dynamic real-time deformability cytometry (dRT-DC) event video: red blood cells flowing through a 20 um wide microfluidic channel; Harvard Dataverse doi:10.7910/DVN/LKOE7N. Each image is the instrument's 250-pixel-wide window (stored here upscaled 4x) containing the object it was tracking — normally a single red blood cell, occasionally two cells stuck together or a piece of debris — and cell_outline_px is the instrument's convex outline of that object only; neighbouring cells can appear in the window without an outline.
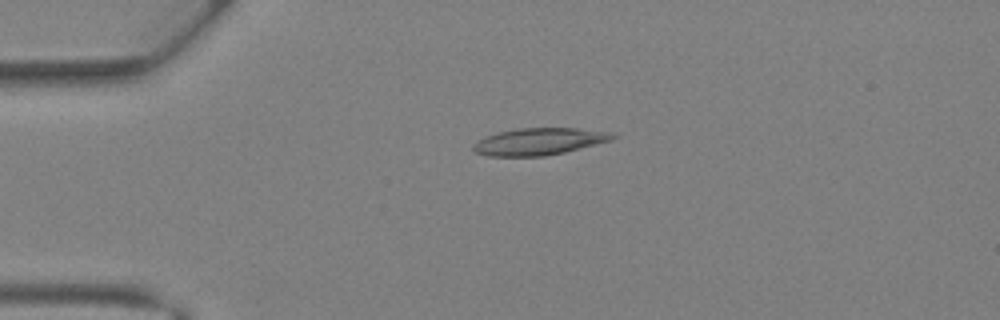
{"species": "Egyptian fruit bat (a non-hibernating species)", "species_latin": "Rousettus aegyptiacus", "temperature_condition": "warm", "stored_images_in_passage": 3, "camera_frame_rate_fps": 3000, "um_per_image_px": 0.085, "animal": {"sex": "female"}, "frame": {"image": 1, "passage_image": 2, "time_ms": 0.333, "image_size_px": [1000, 320], "cell_outline_px": [[620, 136], [612, 140], [564, 152], [544, 156], [488, 156], [476, 152], [472, 148], [472, 144], [496, 132], [520, 128], [576, 128], [612, 132]], "centroid_in_image_um": [45.86, 12.02], "position_along_channel_um": 39.1, "area_um2": 21.85}}
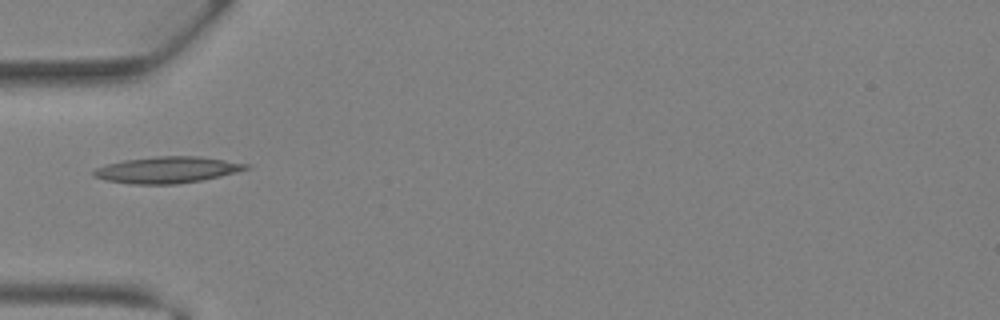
{"frame": {"image": 2, "passage_image": 3, "time_ms": 0.667, "image_size_px": [1000, 320], "cell_outline_px": [[248, 168], [236, 172], [220, 176], [200, 180], [176, 184], [132, 184], [108, 180], [92, 176], [92, 172], [96, 168], [108, 164], [124, 160], [156, 156], [196, 156], [224, 160], [248, 164]], "centroid_in_image_um": [14.18, 14.43], "position_along_channel_um": 70.8, "area_um2": 23.06}}